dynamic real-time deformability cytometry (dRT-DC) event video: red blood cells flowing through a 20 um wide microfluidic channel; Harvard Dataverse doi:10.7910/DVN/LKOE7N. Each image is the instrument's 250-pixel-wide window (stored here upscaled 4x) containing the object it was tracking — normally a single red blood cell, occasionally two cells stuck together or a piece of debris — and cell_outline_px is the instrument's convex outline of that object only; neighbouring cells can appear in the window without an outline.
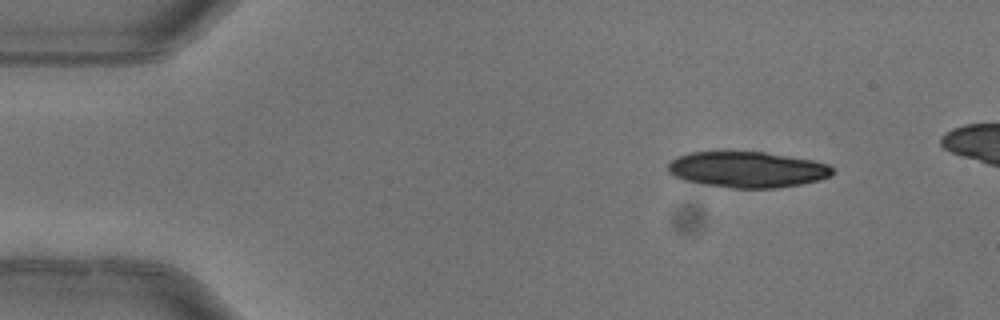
{"species": "common noctule bat (a hibernating species)", "species_latin": "Nyctalus noctula", "temperature_condition": "warm", "stored_images_in_passage": 4, "camera_frame_rate_fps": 3000, "um_per_image_px": 0.085, "animal": {"sex": "female"}, "frame": {"image": 1, "passage_image": 1, "time_ms": 0.0, "image_size_px": [1000, 320], "cell_outline_px": [[832, 176], [820, 180], [800, 184], [776, 188], [732, 188], [700, 184], [684, 180], [668, 172], [668, 164], [676, 156], [692, 152], [764, 152], [812, 160], [828, 164], [832, 168]], "centroid_in_image_um": [63.51, 14.42], "position_along_channel_um": 21.5, "area_um2": 34.39}}